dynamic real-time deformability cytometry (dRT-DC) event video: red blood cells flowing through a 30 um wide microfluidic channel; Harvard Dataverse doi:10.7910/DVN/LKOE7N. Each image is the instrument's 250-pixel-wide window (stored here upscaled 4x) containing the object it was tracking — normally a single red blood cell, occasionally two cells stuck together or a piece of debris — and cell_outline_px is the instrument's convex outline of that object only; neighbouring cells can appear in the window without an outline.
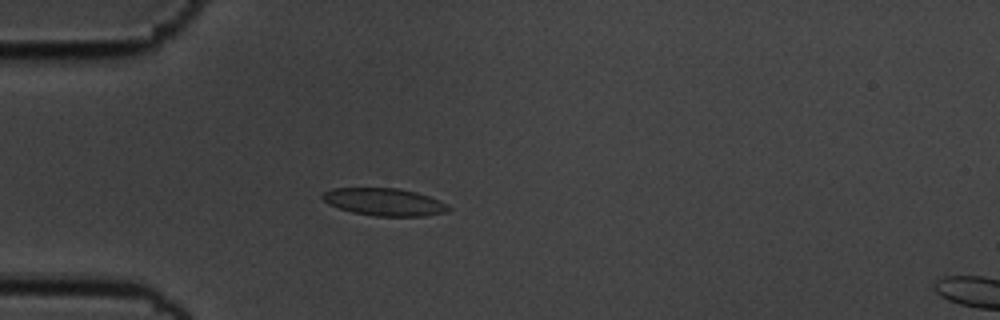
{"species": "common noctule bat (a hibernating species)", "species_latin": "Nyctalus noctula", "temperature_condition": "cold", "stored_images_in_passage": 56, "camera_frame_rate_fps": 3000, "um_per_image_px": 0.085, "animal": {"sex": "male", "body_mass_g": 19.5, "forearm_length_mm": 54.6}, "frame": {"image": 1, "passage_image": 16, "time_ms": 5.0, "image_size_px": [1000, 320], "cell_outline_px": [[452, 208], [444, 212], [424, 216], [376, 216], [352, 212], [328, 204], [320, 196], [324, 192], [332, 188], [396, 188], [416, 192], [428, 196], [448, 204]], "centroid_in_image_um": [32.66, 17.16], "position_along_channel_um": 52.3, "area_um2": 20.06}}
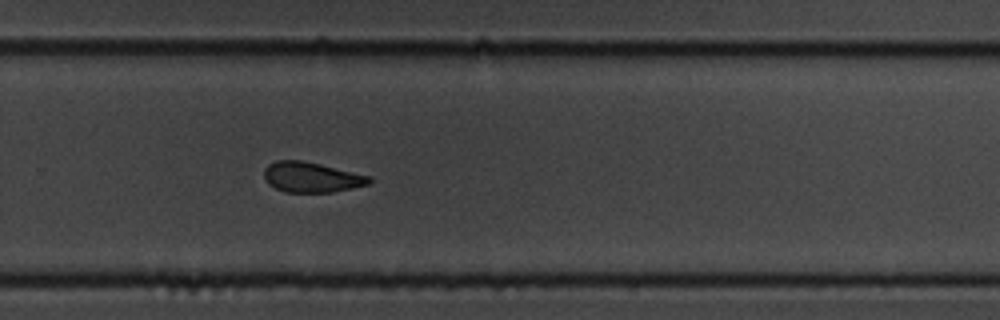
{"frame": {"image": 2, "passage_image": 38, "time_ms": 12.333, "image_size_px": [1000, 320], "cell_outline_px": [[372, 180], [368, 184], [352, 188], [332, 192], [284, 192], [268, 184], [264, 180], [264, 168], [268, 164], [276, 160], [300, 160], [320, 164], [372, 176]], "centroid_in_image_um": [26.46, 15.06], "position_along_channel_um": 303.3, "area_um2": 18.61}}
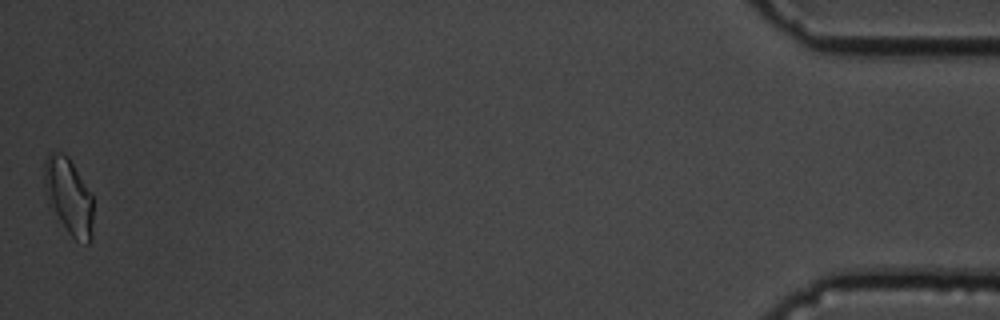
{"frame": {"image": 3, "passage_image": 56, "time_ms": 18.333, "image_size_px": [1000, 320], "cell_outline_px": [[92, 240], [88, 244], [84, 244], [76, 240], [68, 232], [48, 208], [44, 192], [44, 160], [48, 152], [60, 152], [68, 156], [92, 196]], "centroid_in_image_um": [5.79, 16.71], "position_along_channel_um": 429.4, "area_um2": 22.14}, "authors_computed_cell_mechanics": {"area_um2": 19.7387, "velocity_mm_per_s": 3.5695, "shape_relaxation_time_tau1_ms": 4.0476, "shape_relaxation_time_tau2_ms": 2.4644, "deformation_change_tau1": 0.1177, "deformation_change_tau2": 0.0974}}